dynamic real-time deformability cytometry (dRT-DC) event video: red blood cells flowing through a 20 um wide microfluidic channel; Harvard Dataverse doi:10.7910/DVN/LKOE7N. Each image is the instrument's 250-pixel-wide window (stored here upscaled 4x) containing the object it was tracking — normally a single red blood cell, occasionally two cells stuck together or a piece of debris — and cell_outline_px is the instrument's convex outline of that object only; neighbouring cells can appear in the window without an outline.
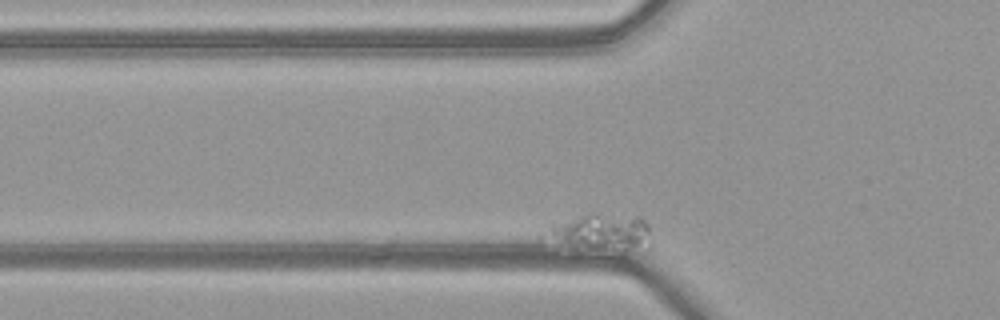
{"species": "common noctule bat (a hibernating species)", "species_latin": "Nyctalus noctula", "temperature_condition": "warm", "stored_images_in_passage": 48, "camera_frame_rate_fps": 3000, "um_per_image_px": 0.085, "animal": {"sex": "female", "body_mass_g": 21.9}, "frame": {"image": 1, "passage_image": 4, "time_ms": 1.0, "image_size_px": [1000, 320], "cell_outline_px": [[652, 244], [648, 248], [624, 256], [620, 256], [564, 240], [548, 232], [552, 224], [588, 212], [596, 212], [640, 216], [648, 224], [652, 240]], "centroid_in_image_um": [51.49, 19.75], "position_along_channel_um": 74.3, "area_um2": 22.83}}
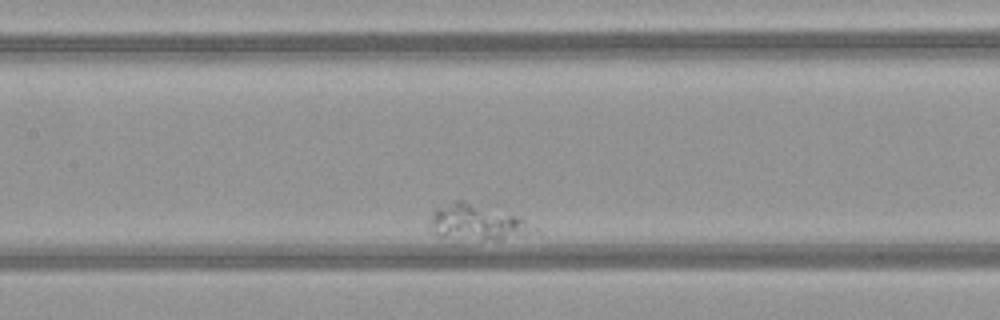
{"frame": {"image": 2, "passage_image": 17, "time_ms": 5.333, "image_size_px": [1000, 320], "cell_outline_px": [[540, 236], [500, 240], [484, 240], [440, 236], [428, 224], [432, 212], [436, 208], [456, 200], [464, 200], [496, 204], [520, 216], [536, 228], [540, 232]], "centroid_in_image_um": [40.77, 18.86], "position_along_channel_um": 166.6, "area_um2": 23.29}}
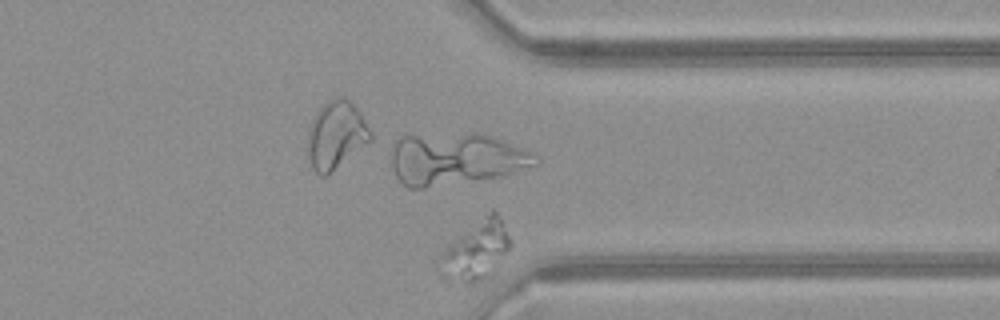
{"frame": {"image": 3, "passage_image": 38, "time_ms": 12.333, "image_size_px": [1000, 320], "cell_outline_px": [[512, 244], [492, 272], [488, 276], [476, 284], [464, 284], [448, 280], [440, 276], [436, 264], [444, 252], [456, 240], [492, 208], [496, 212], [512, 240]], "centroid_in_image_um": [40.45, 21.37], "position_along_channel_um": 370.9, "area_um2": 23.87}}